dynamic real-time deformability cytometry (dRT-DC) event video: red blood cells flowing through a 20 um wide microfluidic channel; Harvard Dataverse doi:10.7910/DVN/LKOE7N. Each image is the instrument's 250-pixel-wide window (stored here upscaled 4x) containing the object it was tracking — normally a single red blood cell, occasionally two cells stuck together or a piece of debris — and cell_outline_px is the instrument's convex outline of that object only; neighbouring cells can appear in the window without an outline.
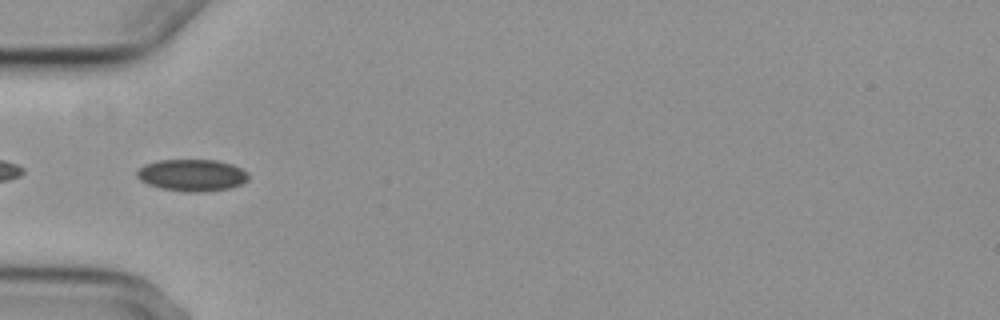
{"species": "common noctule bat (a hibernating species)", "species_latin": "Nyctalus noctula", "temperature_condition": "cold", "stored_images_in_passage": 8, "camera_frame_rate_fps": 3000, "um_per_image_px": 0.085, "animal": {"sex": "female", "body_mass_g": 29.2, "forearm_length_mm": 56.3}, "frame": {"image": 1, "passage_image": 3, "time_ms": 4.0, "image_size_px": [1000, 320], "cell_outline_px": [[248, 180], [232, 188], [208, 192], [188, 192], [160, 188], [148, 184], [140, 180], [136, 176], [136, 172], [144, 164], [156, 160], [216, 160], [232, 164], [248, 172]], "centroid_in_image_um": [16.32, 14.89], "position_along_channel_um": 68.7, "area_um2": 20.92}}
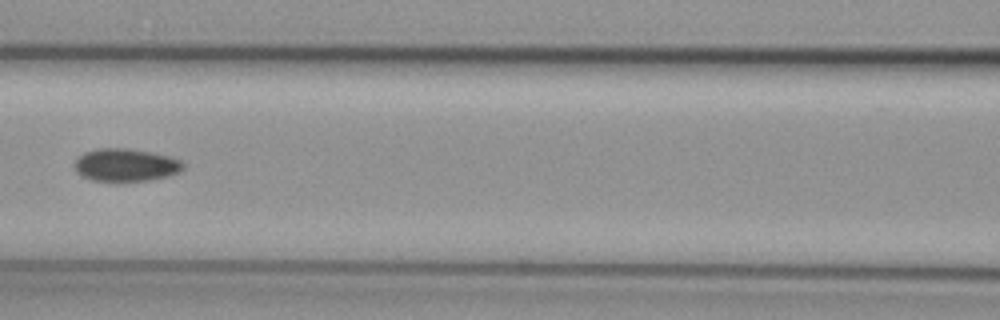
{"frame": {"image": 2, "passage_image": 5, "time_ms": 6.333, "image_size_px": [1000, 320], "cell_outline_px": [[184, 168], [180, 172], [168, 176], [148, 180], [116, 184], [88, 180], [80, 176], [76, 172], [76, 160], [84, 152], [96, 148], [128, 148], [152, 152], [172, 156], [180, 160], [184, 164]], "centroid_in_image_um": [10.68, 14.06], "position_along_channel_um": 155.9, "area_um2": 21.62}}
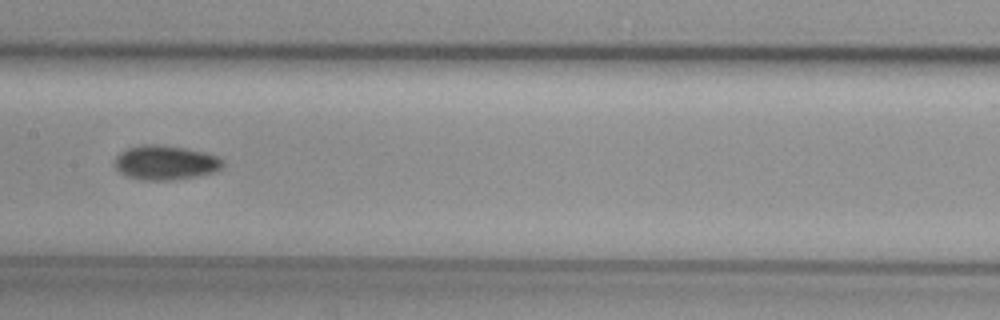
{"frame": {"image": 3, "passage_image": 6, "time_ms": 7.333, "image_size_px": [1000, 320], "cell_outline_px": [[224, 168], [216, 172], [196, 176], [172, 180], [140, 180], [124, 176], [112, 164], [116, 156], [120, 152], [128, 148], [140, 144], [156, 144], [184, 148], [204, 152], [216, 156], [224, 160]], "centroid_in_image_um": [14.04, 13.83], "position_along_channel_um": 193.4, "area_um2": 22.02}}